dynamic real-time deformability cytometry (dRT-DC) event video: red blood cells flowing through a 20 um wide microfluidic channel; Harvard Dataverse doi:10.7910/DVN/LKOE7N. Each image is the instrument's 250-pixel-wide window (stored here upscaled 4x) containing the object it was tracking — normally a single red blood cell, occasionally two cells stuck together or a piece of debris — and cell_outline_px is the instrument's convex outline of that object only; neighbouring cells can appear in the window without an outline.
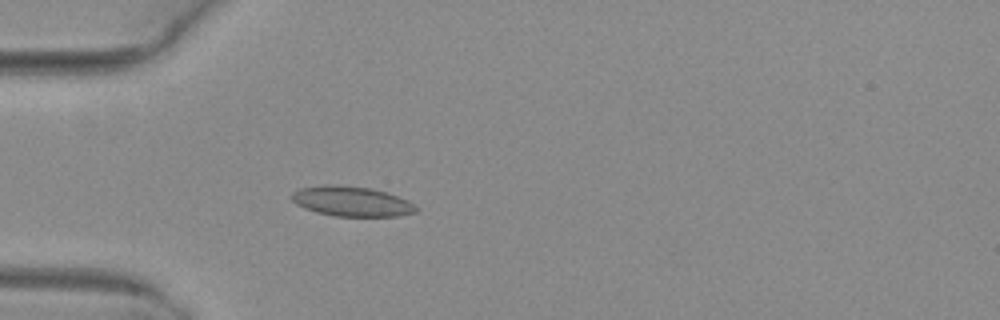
{"species": "common noctule bat (a hibernating species)", "species_latin": "Nyctalus noctula", "temperature_condition": "warm", "stored_images_in_passage": 3, "camera_frame_rate_fps": 3000, "um_per_image_px": 0.085, "animal": {"sex": "female", "body_mass_g": 29.2, "forearm_length_mm": 56.3}, "frame": {"image": 1, "passage_image": 3, "time_ms": 0.667, "image_size_px": [1000, 320], "cell_outline_px": [[420, 208], [416, 212], [396, 216], [336, 216], [316, 212], [304, 208], [296, 204], [292, 200], [292, 192], [300, 188], [324, 184], [336, 184], [368, 188], [384, 192], [408, 200], [416, 204]], "centroid_in_image_um": [29.88, 17.11], "position_along_channel_um": 55.1, "area_um2": 21.73}}